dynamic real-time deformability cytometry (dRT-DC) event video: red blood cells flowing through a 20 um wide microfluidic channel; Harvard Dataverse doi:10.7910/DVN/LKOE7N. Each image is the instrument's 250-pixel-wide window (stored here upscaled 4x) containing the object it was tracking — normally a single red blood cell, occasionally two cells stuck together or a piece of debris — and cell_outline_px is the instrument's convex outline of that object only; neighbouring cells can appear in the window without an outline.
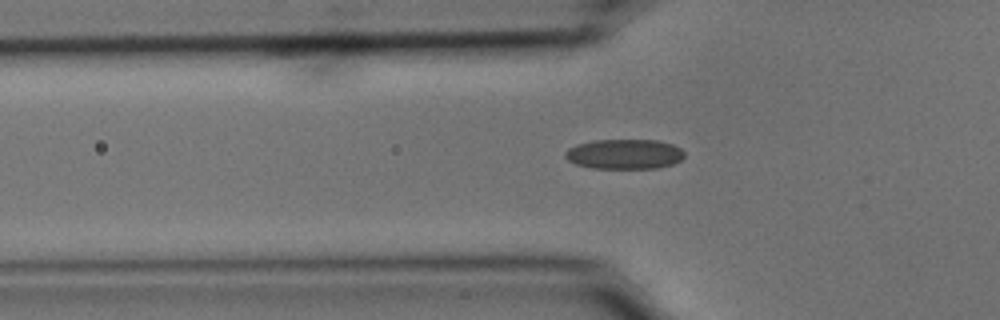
{"species": "common noctule bat (a hibernating species)", "species_latin": "Nyctalus noctula", "temperature_condition": "cold", "stored_images_in_passage": 47, "camera_frame_rate_fps": 3000, "um_per_image_px": 0.085, "animal": {"sex": "male", "body_mass_g": 15.6}, "frame": {"image": 1, "passage_image": 15, "time_ms": 4.667, "image_size_px": [1000, 320], "cell_outline_px": [[684, 156], [680, 160], [672, 164], [656, 168], [592, 168], [576, 164], [568, 160], [564, 156], [564, 152], [568, 148], [576, 144], [596, 140], [656, 140], [672, 144], [680, 148], [684, 152]], "centroid_in_image_um": [53.05, 13.09], "position_along_channel_um": 72.8, "area_um2": 20.75}}
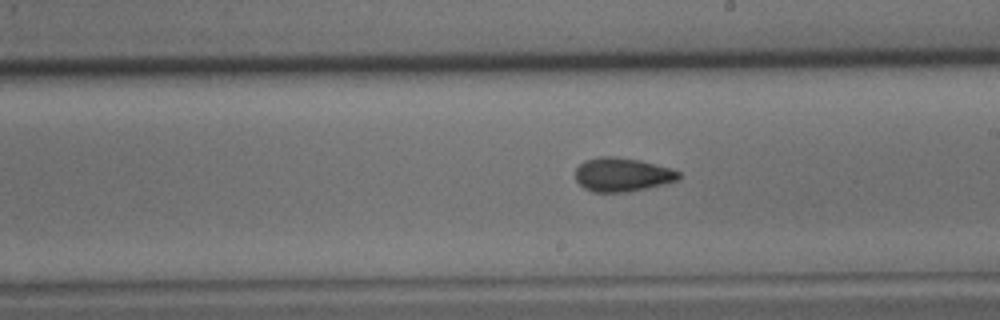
{"frame": {"image": 2, "passage_image": 28, "time_ms": 9.0, "image_size_px": [1000, 320], "cell_outline_px": [[680, 180], [648, 188], [628, 192], [592, 192], [584, 188], [576, 180], [576, 168], [584, 160], [600, 156], [616, 156], [640, 160], [672, 168], [680, 172]], "centroid_in_image_um": [52.91, 14.84], "position_along_channel_um": 236.1, "area_um2": 20.63}}
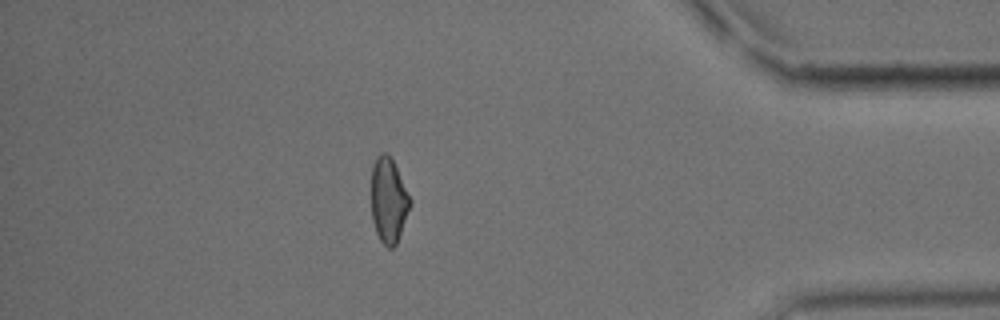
{"frame": {"image": 3, "passage_image": 44, "time_ms": 14.333, "image_size_px": [1000, 320], "cell_outline_px": [[412, 204], [396, 244], [392, 248], [388, 248], [380, 240], [376, 232], [372, 220], [372, 164], [376, 156], [380, 152], [384, 152], [392, 160], [412, 200]], "centroid_in_image_um": [33.03, 17.04], "position_along_channel_um": 402.2, "area_um2": 19.13}}